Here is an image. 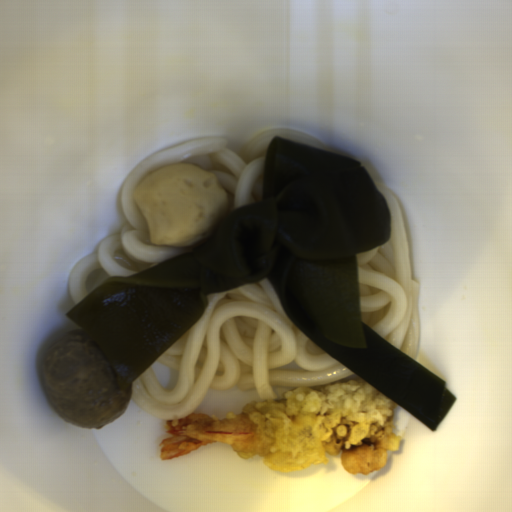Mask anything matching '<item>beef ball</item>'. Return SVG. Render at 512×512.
Instances as JSON below:
<instances>
[{"mask_svg": "<svg viewBox=\"0 0 512 512\" xmlns=\"http://www.w3.org/2000/svg\"><path fill=\"white\" fill-rule=\"evenodd\" d=\"M46 401L70 426L101 428L128 404L131 384L122 386L96 339L83 329L60 335L40 364Z\"/></svg>", "mask_w": 512, "mask_h": 512, "instance_id": "1", "label": "beef ball"}]
</instances>
